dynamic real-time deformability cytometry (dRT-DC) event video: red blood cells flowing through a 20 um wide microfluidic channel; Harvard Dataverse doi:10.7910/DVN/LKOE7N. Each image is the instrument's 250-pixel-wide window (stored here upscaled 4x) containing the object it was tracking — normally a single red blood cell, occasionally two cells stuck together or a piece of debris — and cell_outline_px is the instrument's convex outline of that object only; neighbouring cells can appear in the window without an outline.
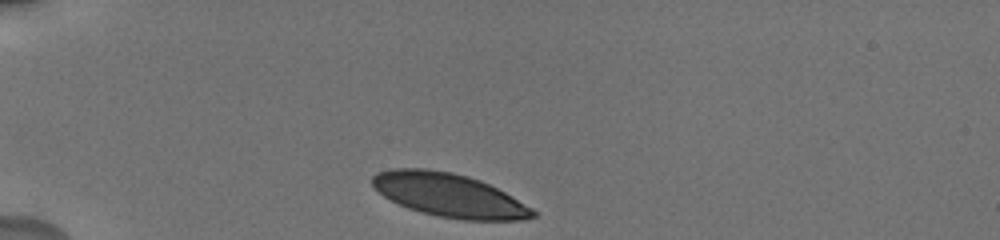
{"species": "human", "species_latin": "Homo sapiens", "temperature_condition": "cold", "stored_images_in_passage": 6, "camera_frame_rate_fps": 3000, "um_per_image_px": 0.085, "donor": {"sex": "male"}, "frame": {"image": 1, "passage_image": 1, "time_ms": 0.0, "image_size_px": [1000, 240], "cell_outline_px": [[536, 216], [524, 220], [460, 220], [440, 216], [408, 208], [384, 196], [372, 184], [372, 176], [376, 172], [392, 168], [424, 168], [452, 172], [468, 176], [480, 180], [512, 196], [532, 208], [536, 212]], "centroid_in_image_um": [38.19, 16.58], "position_along_channel_um": 46.8, "area_um2": 40.46}}
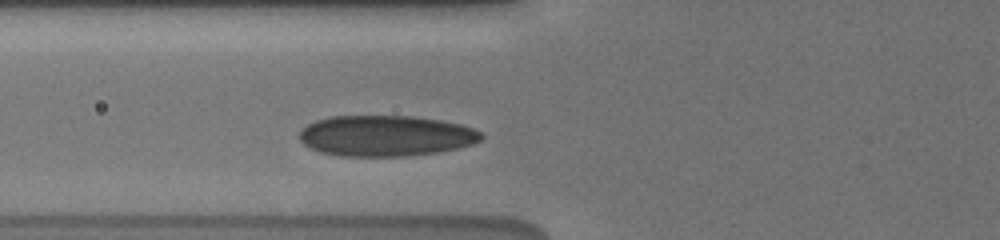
{"frame": {"image": 2, "passage_image": 6, "time_ms": 2.333, "image_size_px": [1000, 240], "cell_outline_px": [[484, 136], [480, 140], [472, 144], [456, 148], [436, 152], [404, 156], [340, 156], [320, 152], [304, 144], [300, 140], [300, 132], [308, 124], [316, 120], [332, 116], [412, 116], [440, 120], [460, 124], [472, 128], [480, 132]], "centroid_in_image_um": [32.78, 11.54], "position_along_channel_um": 93.0, "area_um2": 43.0}}